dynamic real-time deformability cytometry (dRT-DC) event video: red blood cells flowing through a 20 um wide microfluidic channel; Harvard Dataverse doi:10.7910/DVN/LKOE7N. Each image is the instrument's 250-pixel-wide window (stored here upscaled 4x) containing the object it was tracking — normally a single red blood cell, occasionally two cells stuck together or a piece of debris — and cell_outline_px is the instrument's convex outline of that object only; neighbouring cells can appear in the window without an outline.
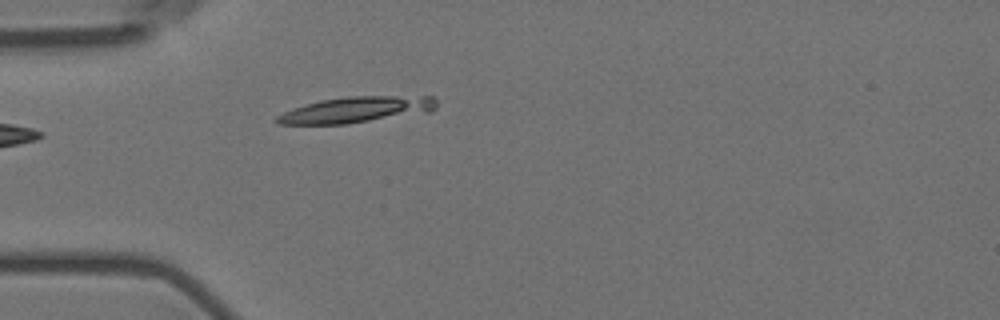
{"species": "Egyptian fruit bat (a non-hibernating species)", "species_latin": "Rousettus aegyptiacus", "temperature_condition": "room temperature", "stored_images_in_passage": 6, "camera_frame_rate_fps": 3000, "um_per_image_px": 0.085, "animal": {"sex": "female"}, "frame": {"image": 1, "passage_image": 1, "time_ms": 0.0, "image_size_px": [1000, 320], "cell_outline_px": [[436, 108], [432, 112], [348, 124], [276, 124], [272, 120], [276, 116], [292, 108], [304, 104], [320, 100], [348, 96], [432, 96], [436, 100]], "centroid_in_image_um": [30.28, 9.33], "position_along_channel_um": 54.7, "area_um2": 24.57}}